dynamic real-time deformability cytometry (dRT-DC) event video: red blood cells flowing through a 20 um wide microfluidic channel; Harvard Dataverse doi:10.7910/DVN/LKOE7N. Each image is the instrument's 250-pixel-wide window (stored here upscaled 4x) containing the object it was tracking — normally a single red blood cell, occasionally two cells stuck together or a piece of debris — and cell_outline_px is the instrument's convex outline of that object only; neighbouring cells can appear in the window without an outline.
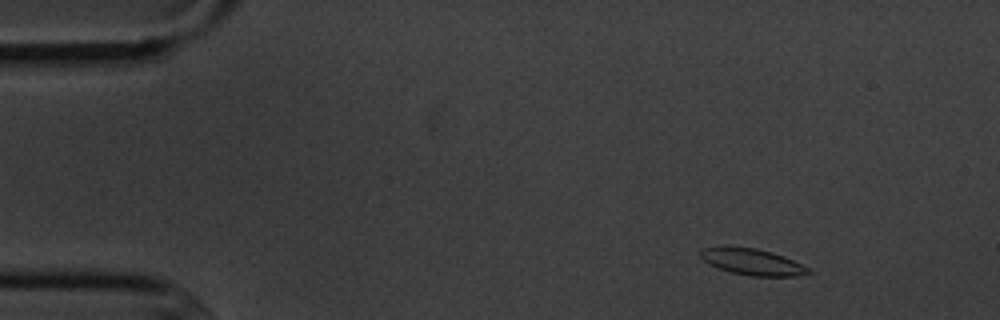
{"species": "common noctule bat (a hibernating species)", "species_latin": "Nyctalus noctula", "temperature_condition": "cold", "stored_images_in_passage": 5, "camera_frame_rate_fps": 3000, "um_per_image_px": 0.085, "animal": {"sex": "male", "body_mass_g": 20.1, "forearm_length_mm": 53.5}, "frame": {"image": 1, "passage_image": 2, "time_ms": 1.0, "image_size_px": [1000, 320], "cell_outline_px": [[812, 272], [796, 276], [752, 276], [732, 272], [720, 268], [704, 260], [700, 256], [700, 252], [704, 248], [724, 244], [756, 248], [772, 252], [784, 256], [808, 268]], "centroid_in_image_um": [63.91, 22.22], "position_along_channel_um": 21.1, "area_um2": 16.59}}
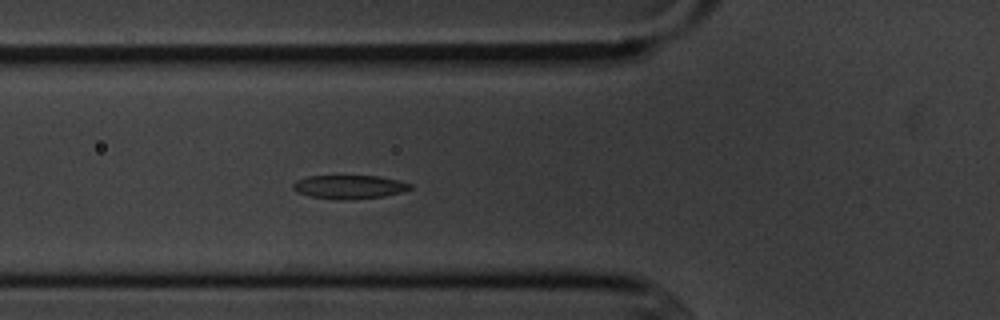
{"frame": {"image": 2, "passage_image": 5, "time_ms": 5.333, "image_size_px": [1000, 320], "cell_outline_px": [[412, 188], [400, 192], [384, 196], [344, 200], [340, 200], [308, 196], [296, 192], [292, 188], [292, 184], [296, 180], [308, 176], [376, 176], [396, 180], [412, 184]], "centroid_in_image_um": [29.62, 15.89], "position_along_channel_um": 96.2, "area_um2": 16.07}}